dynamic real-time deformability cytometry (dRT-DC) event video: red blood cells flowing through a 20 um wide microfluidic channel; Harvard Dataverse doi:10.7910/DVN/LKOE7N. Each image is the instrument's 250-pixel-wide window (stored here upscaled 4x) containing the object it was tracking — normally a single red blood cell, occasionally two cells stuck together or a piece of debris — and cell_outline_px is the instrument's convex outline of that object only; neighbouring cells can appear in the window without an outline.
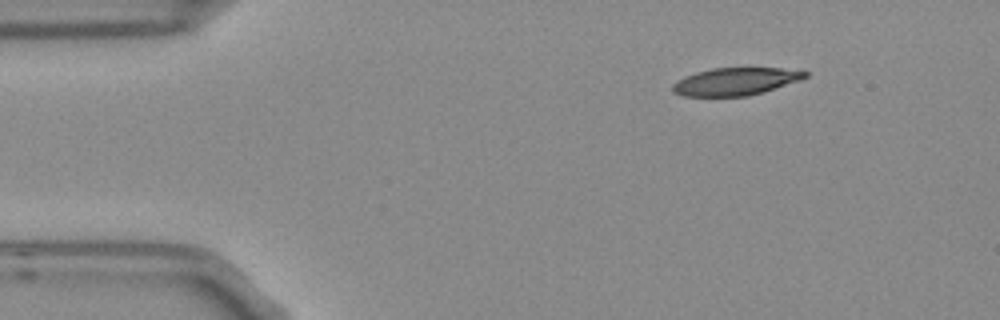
{"species": "Egyptian fruit bat (a non-hibernating species)", "species_latin": "Rousettus aegyptiacus", "temperature_condition": "room temperature", "stored_images_in_passage": 3, "camera_frame_rate_fps": 3000, "um_per_image_px": 0.085, "frame": {"image": 1, "passage_image": 1, "time_ms": 0.0, "image_size_px": [1000, 320], "cell_outline_px": [[808, 76], [800, 80], [764, 92], [748, 96], [684, 96], [672, 92], [672, 84], [676, 80], [684, 76], [696, 72], [712, 68], [780, 68], [808, 72]], "centroid_in_image_um": [62.48, 6.93], "position_along_channel_um": 22.5, "area_um2": 21.33}}